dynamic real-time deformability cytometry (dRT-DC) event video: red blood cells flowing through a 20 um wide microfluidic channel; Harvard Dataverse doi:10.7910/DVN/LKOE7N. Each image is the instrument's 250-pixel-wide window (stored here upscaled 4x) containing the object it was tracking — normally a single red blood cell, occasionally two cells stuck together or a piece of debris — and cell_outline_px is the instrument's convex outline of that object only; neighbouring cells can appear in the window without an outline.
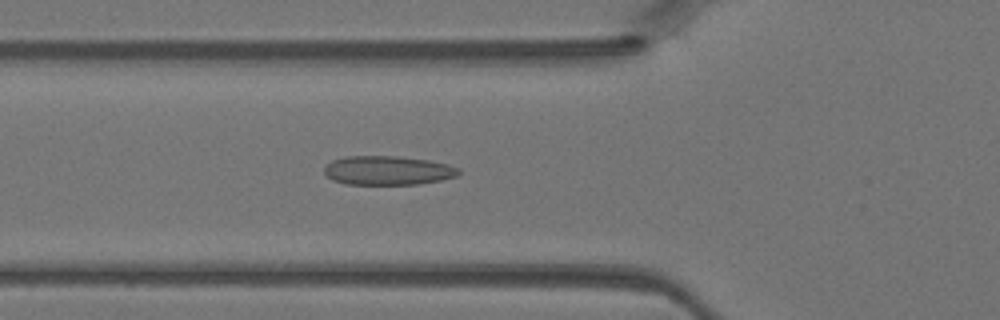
{"species": "Egyptian fruit bat (a non-hibernating species)", "species_latin": "Rousettus aegyptiacus", "temperature_condition": "warm", "stored_images_in_passage": 45, "camera_frame_rate_fps": 3000, "um_per_image_px": 0.085, "animal": {"sex": "female"}, "frame": {"image": 1, "passage_image": 16, "time_ms": 5.0, "image_size_px": [1000, 320], "cell_outline_px": [[460, 172], [456, 176], [440, 180], [420, 184], [344, 184], [332, 180], [324, 172], [324, 164], [332, 160], [344, 156], [396, 156], [428, 160], [448, 164], [460, 168]], "centroid_in_image_um": [32.93, 14.48], "position_along_channel_um": 92.9, "area_um2": 22.89}}
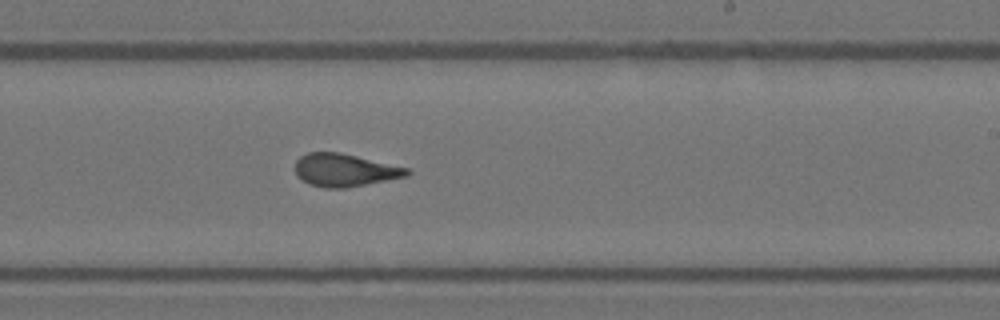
{"frame": {"image": 2, "passage_image": 27, "time_ms": 8.667, "image_size_px": [1000, 320], "cell_outline_px": [[412, 172], [408, 176], [344, 188], [324, 188], [308, 184], [296, 176], [296, 160], [300, 156], [308, 152], [340, 152], [408, 168]], "centroid_in_image_um": [29.28, 14.46], "position_along_channel_um": 259.7, "area_um2": 21.33}}
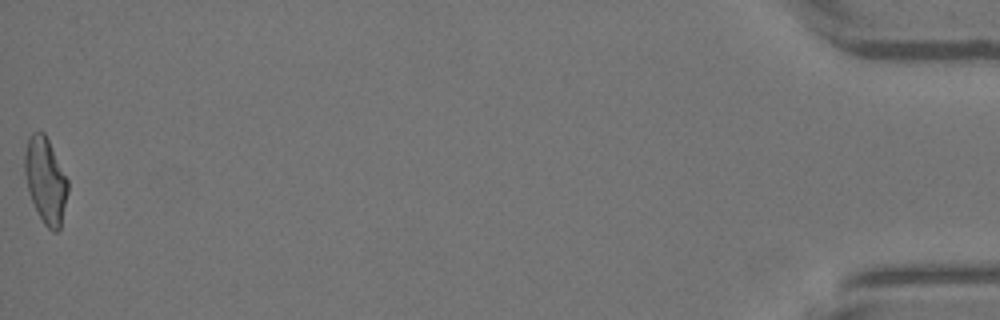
{"frame": {"image": 3, "passage_image": 45, "time_ms": 14.667, "image_size_px": [1000, 320], "cell_outline_px": [[68, 192], [60, 228], [56, 232], [52, 232], [44, 224], [28, 192], [24, 172], [24, 152], [28, 136], [32, 132], [44, 132], [68, 180]], "centroid_in_image_um": [3.86, 15.32], "position_along_channel_um": 431.3, "area_um2": 21.44}}